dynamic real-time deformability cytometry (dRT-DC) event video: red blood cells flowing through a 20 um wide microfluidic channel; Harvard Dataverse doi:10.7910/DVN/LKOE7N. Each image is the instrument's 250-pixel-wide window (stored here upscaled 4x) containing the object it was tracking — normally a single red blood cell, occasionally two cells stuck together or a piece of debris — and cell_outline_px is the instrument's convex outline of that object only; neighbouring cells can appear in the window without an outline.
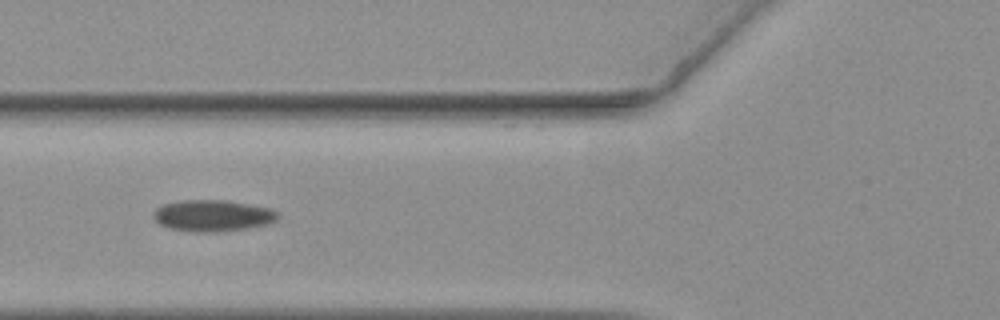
{"species": "common noctule bat (a hibernating species)", "species_latin": "Nyctalus noctula", "temperature_condition": "warm", "stored_images_in_passage": 47, "camera_frame_rate_fps": 3000, "um_per_image_px": 0.085, "animal": {"sex": "female", "body_mass_g": 19.3, "forearm_length_mm": 54.1}, "frame": {"image": 1, "passage_image": 11, "time_ms": 3.333, "image_size_px": [1000, 320], "cell_outline_px": [[280, 216], [276, 220], [268, 224], [248, 228], [220, 232], [196, 232], [168, 228], [160, 224], [152, 216], [152, 212], [156, 208], [164, 204], [184, 200], [228, 200], [268, 208], [276, 212]], "centroid_in_image_um": [18.06, 18.33], "position_along_channel_um": 107.7, "area_um2": 22.83}}
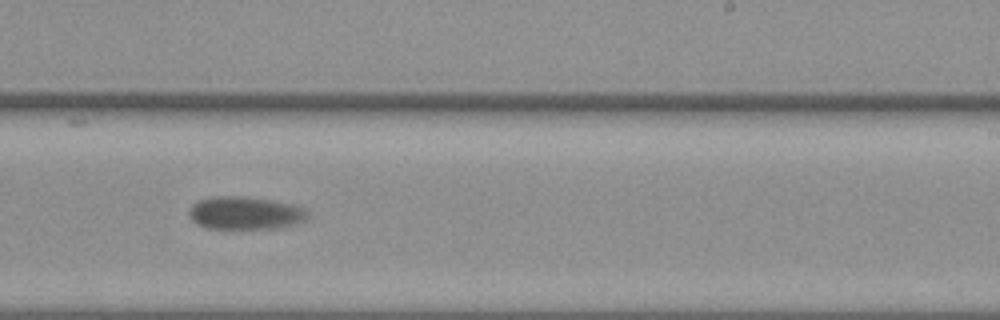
{"frame": {"image": 2, "passage_image": 25, "time_ms": 8.0, "image_size_px": [1000, 320], "cell_outline_px": [[308, 216], [304, 220], [296, 224], [276, 228], [204, 228], [196, 224], [192, 220], [188, 212], [188, 208], [192, 204], [200, 200], [212, 196], [244, 196], [272, 200], [292, 204], [304, 208]], "centroid_in_image_um": [20.8, 18.1], "position_along_channel_um": 268.2, "area_um2": 22.77}}
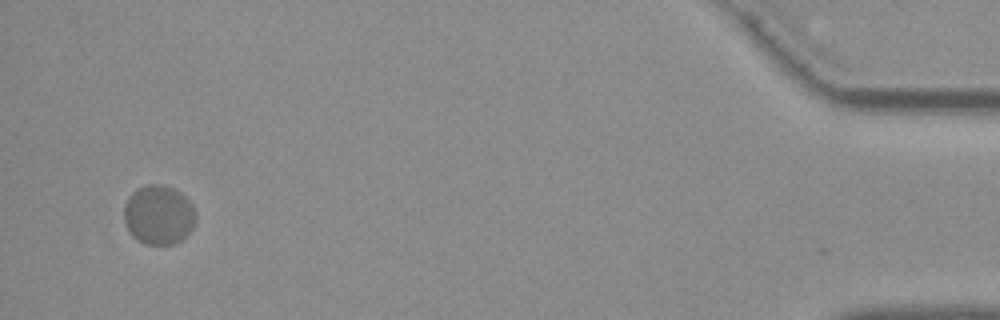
{"frame": {"image": 3, "passage_image": 46, "time_ms": 15.0, "image_size_px": [1000, 320], "cell_outline_px": [[196, 220], [192, 228], [180, 240], [172, 244], [144, 244], [132, 236], [124, 224], [124, 204], [128, 196], [136, 188], [148, 184], [160, 184], [172, 188], [180, 192], [192, 204], [196, 212]], "centroid_in_image_um": [13.46, 18.25], "position_along_channel_um": 421.7, "area_um2": 24.97}, "authors_computed_cell_mechanics": {"area_um2": 23.2934, "velocity_mm_per_s": 3.4428, "shape_relaxation_time_tau1_ms": 3.2291, "shape_relaxation_time_tau2_ms": null, "deformation_change_tau1": 0.052, "deformation_change_tau2": null}}